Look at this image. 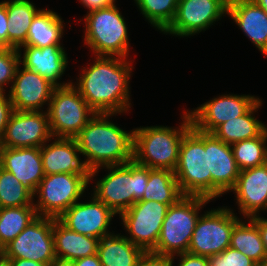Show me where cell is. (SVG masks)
<instances>
[{"label": "cell", "mask_w": 267, "mask_h": 266, "mask_svg": "<svg viewBox=\"0 0 267 266\" xmlns=\"http://www.w3.org/2000/svg\"><path fill=\"white\" fill-rule=\"evenodd\" d=\"M94 58L93 64L81 69L72 85L96 113H126L132 106L129 85L132 60L117 56Z\"/></svg>", "instance_id": "6da1fadb"}, {"label": "cell", "mask_w": 267, "mask_h": 266, "mask_svg": "<svg viewBox=\"0 0 267 266\" xmlns=\"http://www.w3.org/2000/svg\"><path fill=\"white\" fill-rule=\"evenodd\" d=\"M117 114L96 113L75 137L82 157L93 170L123 165L133 160V133L125 131L110 117Z\"/></svg>", "instance_id": "7a4b0ae2"}, {"label": "cell", "mask_w": 267, "mask_h": 266, "mask_svg": "<svg viewBox=\"0 0 267 266\" xmlns=\"http://www.w3.org/2000/svg\"><path fill=\"white\" fill-rule=\"evenodd\" d=\"M179 127L147 126L133 128V160L150 169L175 170L184 135L191 129L188 110Z\"/></svg>", "instance_id": "3957f363"}, {"label": "cell", "mask_w": 267, "mask_h": 266, "mask_svg": "<svg viewBox=\"0 0 267 266\" xmlns=\"http://www.w3.org/2000/svg\"><path fill=\"white\" fill-rule=\"evenodd\" d=\"M100 169H106L108 173L97 180L91 194L115 214L120 215L134 203L142 200L148 183L150 168L132 160L123 165L93 169L91 180L97 176L96 174L99 173Z\"/></svg>", "instance_id": "277c9868"}, {"label": "cell", "mask_w": 267, "mask_h": 266, "mask_svg": "<svg viewBox=\"0 0 267 266\" xmlns=\"http://www.w3.org/2000/svg\"><path fill=\"white\" fill-rule=\"evenodd\" d=\"M84 23V45L94 56L130 58L128 27L116 4L87 13Z\"/></svg>", "instance_id": "5b68a950"}, {"label": "cell", "mask_w": 267, "mask_h": 266, "mask_svg": "<svg viewBox=\"0 0 267 266\" xmlns=\"http://www.w3.org/2000/svg\"><path fill=\"white\" fill-rule=\"evenodd\" d=\"M210 199L184 195L168 207L155 249L157 254L174 256L187 253L193 231L200 218L199 211Z\"/></svg>", "instance_id": "8992f818"}, {"label": "cell", "mask_w": 267, "mask_h": 266, "mask_svg": "<svg viewBox=\"0 0 267 266\" xmlns=\"http://www.w3.org/2000/svg\"><path fill=\"white\" fill-rule=\"evenodd\" d=\"M174 174L183 195L211 200V173H208L205 132L192 126L184 135Z\"/></svg>", "instance_id": "52a82bcc"}, {"label": "cell", "mask_w": 267, "mask_h": 266, "mask_svg": "<svg viewBox=\"0 0 267 266\" xmlns=\"http://www.w3.org/2000/svg\"><path fill=\"white\" fill-rule=\"evenodd\" d=\"M46 111L57 138H75L96 114L72 84L54 89Z\"/></svg>", "instance_id": "ba28073f"}, {"label": "cell", "mask_w": 267, "mask_h": 266, "mask_svg": "<svg viewBox=\"0 0 267 266\" xmlns=\"http://www.w3.org/2000/svg\"><path fill=\"white\" fill-rule=\"evenodd\" d=\"M90 184L84 177L71 173L45 175L33 193V205L38 216L60 217L69 207L84 197ZM36 201V202H35Z\"/></svg>", "instance_id": "9c48e42d"}, {"label": "cell", "mask_w": 267, "mask_h": 266, "mask_svg": "<svg viewBox=\"0 0 267 266\" xmlns=\"http://www.w3.org/2000/svg\"><path fill=\"white\" fill-rule=\"evenodd\" d=\"M227 206L204 211L193 231L188 253L209 257L230 247L231 233L240 220Z\"/></svg>", "instance_id": "30bf717a"}, {"label": "cell", "mask_w": 267, "mask_h": 266, "mask_svg": "<svg viewBox=\"0 0 267 266\" xmlns=\"http://www.w3.org/2000/svg\"><path fill=\"white\" fill-rule=\"evenodd\" d=\"M56 258L53 238V218L37 216L2 249L1 259H26L47 264Z\"/></svg>", "instance_id": "8fae6325"}, {"label": "cell", "mask_w": 267, "mask_h": 266, "mask_svg": "<svg viewBox=\"0 0 267 266\" xmlns=\"http://www.w3.org/2000/svg\"><path fill=\"white\" fill-rule=\"evenodd\" d=\"M167 204L157 201H137L128 210L119 215L125 236L144 252L153 251L160 236L165 219Z\"/></svg>", "instance_id": "7c38bea8"}, {"label": "cell", "mask_w": 267, "mask_h": 266, "mask_svg": "<svg viewBox=\"0 0 267 266\" xmlns=\"http://www.w3.org/2000/svg\"><path fill=\"white\" fill-rule=\"evenodd\" d=\"M228 0H178L171 24L162 32L176 37L199 34L227 14Z\"/></svg>", "instance_id": "4fadbf2b"}, {"label": "cell", "mask_w": 267, "mask_h": 266, "mask_svg": "<svg viewBox=\"0 0 267 266\" xmlns=\"http://www.w3.org/2000/svg\"><path fill=\"white\" fill-rule=\"evenodd\" d=\"M260 98L255 95L224 94L188 109L192 126L199 131L212 133L220 124L244 115Z\"/></svg>", "instance_id": "5bb4252c"}, {"label": "cell", "mask_w": 267, "mask_h": 266, "mask_svg": "<svg viewBox=\"0 0 267 266\" xmlns=\"http://www.w3.org/2000/svg\"><path fill=\"white\" fill-rule=\"evenodd\" d=\"M53 138L49 116L43 111L14 110L0 141L1 147H41Z\"/></svg>", "instance_id": "9a60e30c"}, {"label": "cell", "mask_w": 267, "mask_h": 266, "mask_svg": "<svg viewBox=\"0 0 267 266\" xmlns=\"http://www.w3.org/2000/svg\"><path fill=\"white\" fill-rule=\"evenodd\" d=\"M89 202H76L57 219L69 230L101 239L108 236V227L115 214L108 206L91 194Z\"/></svg>", "instance_id": "2e32d148"}, {"label": "cell", "mask_w": 267, "mask_h": 266, "mask_svg": "<svg viewBox=\"0 0 267 266\" xmlns=\"http://www.w3.org/2000/svg\"><path fill=\"white\" fill-rule=\"evenodd\" d=\"M208 173H211V200L231 192L237 182L240 169L235 161L231 145L205 132Z\"/></svg>", "instance_id": "e0dca14e"}, {"label": "cell", "mask_w": 267, "mask_h": 266, "mask_svg": "<svg viewBox=\"0 0 267 266\" xmlns=\"http://www.w3.org/2000/svg\"><path fill=\"white\" fill-rule=\"evenodd\" d=\"M22 67V69H21ZM56 86L30 69L17 67L9 96L16 111H43Z\"/></svg>", "instance_id": "ac0fdd59"}, {"label": "cell", "mask_w": 267, "mask_h": 266, "mask_svg": "<svg viewBox=\"0 0 267 266\" xmlns=\"http://www.w3.org/2000/svg\"><path fill=\"white\" fill-rule=\"evenodd\" d=\"M40 153L45 175L56 173L78 174L90 183L92 169L85 159L81 160V157H79L82 154L75 138L53 137L40 147Z\"/></svg>", "instance_id": "d6986e66"}, {"label": "cell", "mask_w": 267, "mask_h": 266, "mask_svg": "<svg viewBox=\"0 0 267 266\" xmlns=\"http://www.w3.org/2000/svg\"><path fill=\"white\" fill-rule=\"evenodd\" d=\"M242 218H251L267 211V162L240 171L237 182L231 190Z\"/></svg>", "instance_id": "ffe728a7"}, {"label": "cell", "mask_w": 267, "mask_h": 266, "mask_svg": "<svg viewBox=\"0 0 267 266\" xmlns=\"http://www.w3.org/2000/svg\"><path fill=\"white\" fill-rule=\"evenodd\" d=\"M21 48H24L23 55ZM18 51L20 64L26 69L38 73L56 87L72 84V79L65 83L59 81L64 76L63 74H65L64 72L68 66V54L62 45H51L42 48L21 46Z\"/></svg>", "instance_id": "44dd1931"}, {"label": "cell", "mask_w": 267, "mask_h": 266, "mask_svg": "<svg viewBox=\"0 0 267 266\" xmlns=\"http://www.w3.org/2000/svg\"><path fill=\"white\" fill-rule=\"evenodd\" d=\"M1 167L11 172L33 193L45 176L40 147H2Z\"/></svg>", "instance_id": "7402d4cb"}, {"label": "cell", "mask_w": 267, "mask_h": 266, "mask_svg": "<svg viewBox=\"0 0 267 266\" xmlns=\"http://www.w3.org/2000/svg\"><path fill=\"white\" fill-rule=\"evenodd\" d=\"M227 15L267 57V14L253 0H228Z\"/></svg>", "instance_id": "603a6c76"}, {"label": "cell", "mask_w": 267, "mask_h": 266, "mask_svg": "<svg viewBox=\"0 0 267 266\" xmlns=\"http://www.w3.org/2000/svg\"><path fill=\"white\" fill-rule=\"evenodd\" d=\"M54 251L57 258L78 260L97 254L100 239L69 230L53 218Z\"/></svg>", "instance_id": "cb8c5ba5"}, {"label": "cell", "mask_w": 267, "mask_h": 266, "mask_svg": "<svg viewBox=\"0 0 267 266\" xmlns=\"http://www.w3.org/2000/svg\"><path fill=\"white\" fill-rule=\"evenodd\" d=\"M259 99L244 115L220 124L212 134L229 145L260 136L266 130V124L254 115L262 106Z\"/></svg>", "instance_id": "d4e9b609"}, {"label": "cell", "mask_w": 267, "mask_h": 266, "mask_svg": "<svg viewBox=\"0 0 267 266\" xmlns=\"http://www.w3.org/2000/svg\"><path fill=\"white\" fill-rule=\"evenodd\" d=\"M143 253L121 233L101 238L97 251L102 266H137Z\"/></svg>", "instance_id": "484cf974"}, {"label": "cell", "mask_w": 267, "mask_h": 266, "mask_svg": "<svg viewBox=\"0 0 267 266\" xmlns=\"http://www.w3.org/2000/svg\"><path fill=\"white\" fill-rule=\"evenodd\" d=\"M64 20L60 15L50 9H41L33 18L25 45L38 48L62 45L64 34Z\"/></svg>", "instance_id": "4316f807"}, {"label": "cell", "mask_w": 267, "mask_h": 266, "mask_svg": "<svg viewBox=\"0 0 267 266\" xmlns=\"http://www.w3.org/2000/svg\"><path fill=\"white\" fill-rule=\"evenodd\" d=\"M8 17V47L19 49L25 45L33 18L41 10L30 0H6Z\"/></svg>", "instance_id": "83f0119b"}, {"label": "cell", "mask_w": 267, "mask_h": 266, "mask_svg": "<svg viewBox=\"0 0 267 266\" xmlns=\"http://www.w3.org/2000/svg\"><path fill=\"white\" fill-rule=\"evenodd\" d=\"M246 220L240 219L235 224L231 233L230 247L246 255L258 266H262L267 262V254L260 232L251 218Z\"/></svg>", "instance_id": "f1b7e54d"}, {"label": "cell", "mask_w": 267, "mask_h": 266, "mask_svg": "<svg viewBox=\"0 0 267 266\" xmlns=\"http://www.w3.org/2000/svg\"><path fill=\"white\" fill-rule=\"evenodd\" d=\"M183 196L173 171L151 169L141 201L152 200L170 206Z\"/></svg>", "instance_id": "f546056e"}, {"label": "cell", "mask_w": 267, "mask_h": 266, "mask_svg": "<svg viewBox=\"0 0 267 266\" xmlns=\"http://www.w3.org/2000/svg\"><path fill=\"white\" fill-rule=\"evenodd\" d=\"M37 216L34 206L0 208V248L13 241Z\"/></svg>", "instance_id": "4dcf8cb0"}, {"label": "cell", "mask_w": 267, "mask_h": 266, "mask_svg": "<svg viewBox=\"0 0 267 266\" xmlns=\"http://www.w3.org/2000/svg\"><path fill=\"white\" fill-rule=\"evenodd\" d=\"M231 148L240 171L265 164L267 162V126L260 136L234 143Z\"/></svg>", "instance_id": "1f68e13d"}, {"label": "cell", "mask_w": 267, "mask_h": 266, "mask_svg": "<svg viewBox=\"0 0 267 266\" xmlns=\"http://www.w3.org/2000/svg\"><path fill=\"white\" fill-rule=\"evenodd\" d=\"M33 200V192L0 167V208L34 206Z\"/></svg>", "instance_id": "d6a6232c"}, {"label": "cell", "mask_w": 267, "mask_h": 266, "mask_svg": "<svg viewBox=\"0 0 267 266\" xmlns=\"http://www.w3.org/2000/svg\"><path fill=\"white\" fill-rule=\"evenodd\" d=\"M143 17L161 33L173 21L178 0H134Z\"/></svg>", "instance_id": "836d02e7"}, {"label": "cell", "mask_w": 267, "mask_h": 266, "mask_svg": "<svg viewBox=\"0 0 267 266\" xmlns=\"http://www.w3.org/2000/svg\"><path fill=\"white\" fill-rule=\"evenodd\" d=\"M19 64L18 49L0 46V93H6L7 89L4 88L13 83Z\"/></svg>", "instance_id": "e575fe53"}, {"label": "cell", "mask_w": 267, "mask_h": 266, "mask_svg": "<svg viewBox=\"0 0 267 266\" xmlns=\"http://www.w3.org/2000/svg\"><path fill=\"white\" fill-rule=\"evenodd\" d=\"M207 259L209 266H258L253 260L232 247L209 256Z\"/></svg>", "instance_id": "d590c367"}, {"label": "cell", "mask_w": 267, "mask_h": 266, "mask_svg": "<svg viewBox=\"0 0 267 266\" xmlns=\"http://www.w3.org/2000/svg\"><path fill=\"white\" fill-rule=\"evenodd\" d=\"M172 261V256L148 251L141 255L137 266H173Z\"/></svg>", "instance_id": "8d00e7d4"}, {"label": "cell", "mask_w": 267, "mask_h": 266, "mask_svg": "<svg viewBox=\"0 0 267 266\" xmlns=\"http://www.w3.org/2000/svg\"><path fill=\"white\" fill-rule=\"evenodd\" d=\"M14 111L9 93H0V141L5 133L6 126Z\"/></svg>", "instance_id": "74e56055"}, {"label": "cell", "mask_w": 267, "mask_h": 266, "mask_svg": "<svg viewBox=\"0 0 267 266\" xmlns=\"http://www.w3.org/2000/svg\"><path fill=\"white\" fill-rule=\"evenodd\" d=\"M175 256L179 257V262L177 264V266H209V262L207 257L205 256H198V255H193L190 253H181V254H177L172 256V263L174 266V259Z\"/></svg>", "instance_id": "f35d334b"}, {"label": "cell", "mask_w": 267, "mask_h": 266, "mask_svg": "<svg viewBox=\"0 0 267 266\" xmlns=\"http://www.w3.org/2000/svg\"><path fill=\"white\" fill-rule=\"evenodd\" d=\"M8 17L6 1L0 2V46L8 47Z\"/></svg>", "instance_id": "ab89813d"}, {"label": "cell", "mask_w": 267, "mask_h": 266, "mask_svg": "<svg viewBox=\"0 0 267 266\" xmlns=\"http://www.w3.org/2000/svg\"><path fill=\"white\" fill-rule=\"evenodd\" d=\"M79 2L88 9L87 13L116 4V0H79Z\"/></svg>", "instance_id": "60d3db41"}, {"label": "cell", "mask_w": 267, "mask_h": 266, "mask_svg": "<svg viewBox=\"0 0 267 266\" xmlns=\"http://www.w3.org/2000/svg\"><path fill=\"white\" fill-rule=\"evenodd\" d=\"M251 219L255 222L256 226L258 227L264 245V249L267 254V218L258 215L251 217Z\"/></svg>", "instance_id": "b9f144b4"}, {"label": "cell", "mask_w": 267, "mask_h": 266, "mask_svg": "<svg viewBox=\"0 0 267 266\" xmlns=\"http://www.w3.org/2000/svg\"><path fill=\"white\" fill-rule=\"evenodd\" d=\"M7 266H48L47 264L26 259H1Z\"/></svg>", "instance_id": "7bdbcfd3"}, {"label": "cell", "mask_w": 267, "mask_h": 266, "mask_svg": "<svg viewBox=\"0 0 267 266\" xmlns=\"http://www.w3.org/2000/svg\"><path fill=\"white\" fill-rule=\"evenodd\" d=\"M75 266H102L98 254L74 261Z\"/></svg>", "instance_id": "ee69618b"}, {"label": "cell", "mask_w": 267, "mask_h": 266, "mask_svg": "<svg viewBox=\"0 0 267 266\" xmlns=\"http://www.w3.org/2000/svg\"><path fill=\"white\" fill-rule=\"evenodd\" d=\"M49 266H75L74 261L62 259V258H55L53 262Z\"/></svg>", "instance_id": "f6af8a7d"}, {"label": "cell", "mask_w": 267, "mask_h": 266, "mask_svg": "<svg viewBox=\"0 0 267 266\" xmlns=\"http://www.w3.org/2000/svg\"><path fill=\"white\" fill-rule=\"evenodd\" d=\"M257 5H259L264 12L267 14V0H253Z\"/></svg>", "instance_id": "bcb514c9"}, {"label": "cell", "mask_w": 267, "mask_h": 266, "mask_svg": "<svg viewBox=\"0 0 267 266\" xmlns=\"http://www.w3.org/2000/svg\"><path fill=\"white\" fill-rule=\"evenodd\" d=\"M0 266H7V264L3 260L0 259Z\"/></svg>", "instance_id": "7dc6e473"}, {"label": "cell", "mask_w": 267, "mask_h": 266, "mask_svg": "<svg viewBox=\"0 0 267 266\" xmlns=\"http://www.w3.org/2000/svg\"><path fill=\"white\" fill-rule=\"evenodd\" d=\"M1 149H2V147L0 145V167H1Z\"/></svg>", "instance_id": "c3c4849f"}, {"label": "cell", "mask_w": 267, "mask_h": 266, "mask_svg": "<svg viewBox=\"0 0 267 266\" xmlns=\"http://www.w3.org/2000/svg\"><path fill=\"white\" fill-rule=\"evenodd\" d=\"M1 256H2V249L0 248V259H1Z\"/></svg>", "instance_id": "681fc988"}]
</instances>
